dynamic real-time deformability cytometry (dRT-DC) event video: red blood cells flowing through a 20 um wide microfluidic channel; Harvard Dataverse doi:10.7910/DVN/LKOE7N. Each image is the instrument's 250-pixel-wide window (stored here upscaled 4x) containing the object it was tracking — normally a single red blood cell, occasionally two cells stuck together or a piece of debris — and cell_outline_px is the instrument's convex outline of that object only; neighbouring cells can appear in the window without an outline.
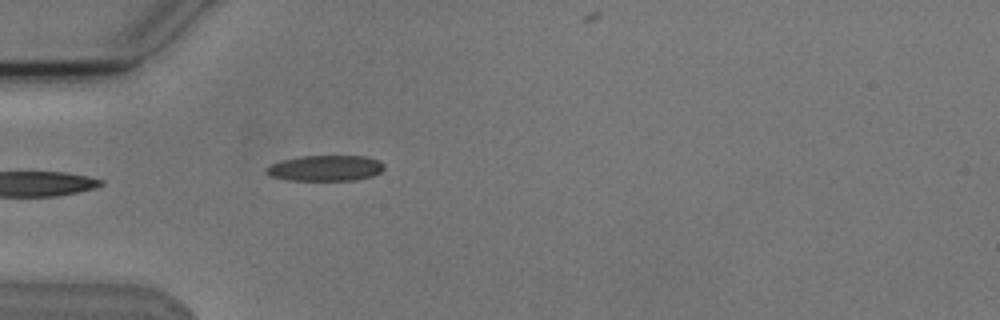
{"species": "Egyptian fruit bat (a non-hibernating species)", "species_latin": "Rousettus aegyptiacus", "temperature_condition": "cold", "stored_images_in_passage": 4, "camera_frame_rate_fps": 3000, "um_per_image_px": 0.085, "animal": {"sex": "male"}, "frame": {"image": 1, "passage_image": 4, "time_ms": 3.333, "image_size_px": [1000, 320], "cell_outline_px": [[384, 168], [380, 172], [372, 176], [356, 180], [292, 180], [272, 176], [264, 172], [272, 164], [280, 160], [300, 156], [368, 156], [380, 160], [384, 164]], "centroid_in_image_um": [27.71, 14.28], "position_along_channel_um": 57.3, "area_um2": 17.63}}